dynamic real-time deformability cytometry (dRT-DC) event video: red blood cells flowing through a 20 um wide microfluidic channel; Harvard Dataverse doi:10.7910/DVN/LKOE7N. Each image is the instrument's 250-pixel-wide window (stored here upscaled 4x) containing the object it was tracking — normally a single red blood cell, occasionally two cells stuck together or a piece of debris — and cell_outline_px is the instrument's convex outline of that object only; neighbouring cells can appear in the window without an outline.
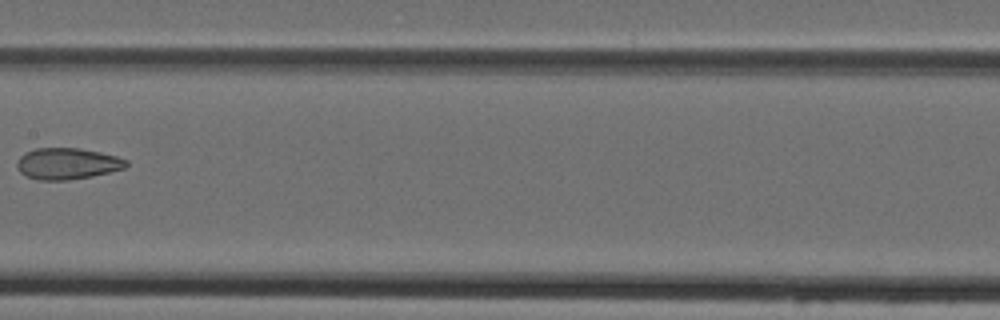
{"species": "Egyptian fruit bat (a non-hibernating species)", "species_latin": "Rousettus aegyptiacus", "temperature_condition": "cold", "stored_images_in_passage": 7, "camera_frame_rate_fps": 3000, "um_per_image_px": 0.085, "animal": {"sex": "female"}, "frame": {"image": 1, "passage_image": 7, "time_ms": 8.0, "image_size_px": [1000, 320], "cell_outline_px": [[128, 164], [124, 168], [92, 176], [68, 180], [40, 180], [24, 176], [20, 172], [16, 164], [20, 156], [24, 152], [36, 148], [80, 148], [100, 152], [116, 156], [128, 160]], "centroid_in_image_um": [5.69, 13.9], "position_along_channel_um": 201.7, "area_um2": 20.0}}